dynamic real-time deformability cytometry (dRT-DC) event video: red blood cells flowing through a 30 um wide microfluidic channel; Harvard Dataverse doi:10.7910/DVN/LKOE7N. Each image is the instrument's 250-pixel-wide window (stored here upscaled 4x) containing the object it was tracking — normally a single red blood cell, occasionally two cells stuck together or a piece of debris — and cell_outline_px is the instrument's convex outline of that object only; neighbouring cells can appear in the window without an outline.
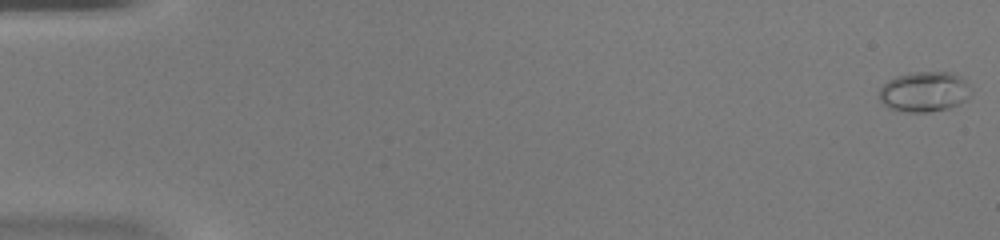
{"species": "common noctule bat (a hibernating species)", "species_latin": "Nyctalus noctula", "temperature_condition": "warm", "stored_images_in_passage": 48, "camera_frame_rate_fps": 3000, "um_per_image_px": 0.085, "animal": {"sex": "female", "body_mass_g": 20.0, "forearm_length_mm": 54.0}, "frame": {"image": 1, "passage_image": 1, "time_ms": 0.0, "image_size_px": [1000, 240], "cell_outline_px": [[972, 96], [960, 104], [948, 108], [928, 112], [896, 112], [888, 108], [880, 100], [880, 88], [888, 80], [896, 76], [912, 72], [952, 72], [960, 76], [964, 80]], "centroid_in_image_um": [78.55, 7.81], "position_along_channel_um": 6.4, "area_um2": 21.68}}
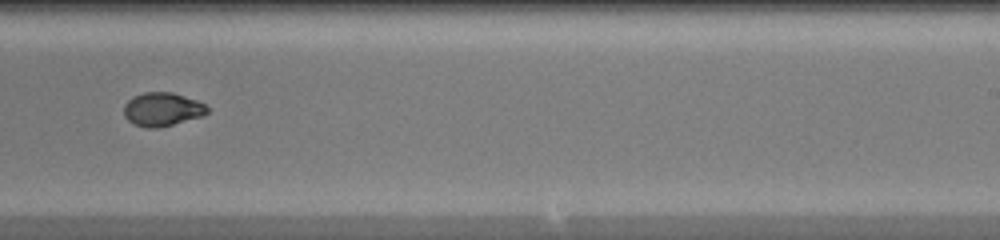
{"frame": {"image": 2, "passage_image": 31, "time_ms": 10.0, "image_size_px": [1000, 240], "cell_outline_px": [[208, 112], [204, 116], [160, 128], [148, 128], [136, 124], [128, 120], [124, 116], [124, 104], [132, 96], [144, 92], [172, 92], [196, 100], [204, 104], [208, 108]], "centroid_in_image_um": [13.79, 9.29], "position_along_channel_um": 275.2, "area_um2": 16.42}}
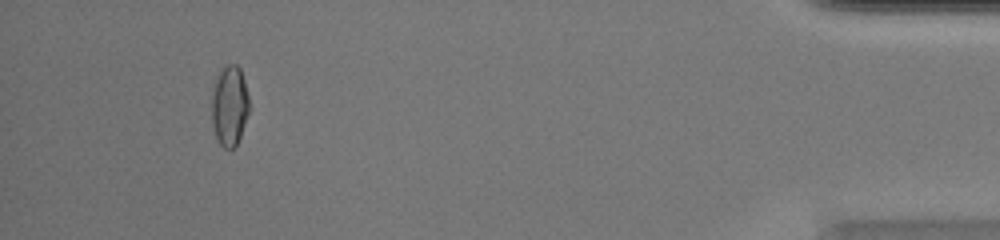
{"frame": {"image": 3, "passage_image": 45, "time_ms": 14.667, "image_size_px": [1000, 240], "cell_outline_px": [[248, 112], [240, 136], [236, 144], [232, 148], [224, 148], [216, 140], [212, 124], [212, 96], [216, 76], [228, 64], [236, 64], [240, 68], [244, 80], [248, 96]], "centroid_in_image_um": [19.49, 8.99], "position_along_channel_um": 415.7, "area_um2": 17.28}}